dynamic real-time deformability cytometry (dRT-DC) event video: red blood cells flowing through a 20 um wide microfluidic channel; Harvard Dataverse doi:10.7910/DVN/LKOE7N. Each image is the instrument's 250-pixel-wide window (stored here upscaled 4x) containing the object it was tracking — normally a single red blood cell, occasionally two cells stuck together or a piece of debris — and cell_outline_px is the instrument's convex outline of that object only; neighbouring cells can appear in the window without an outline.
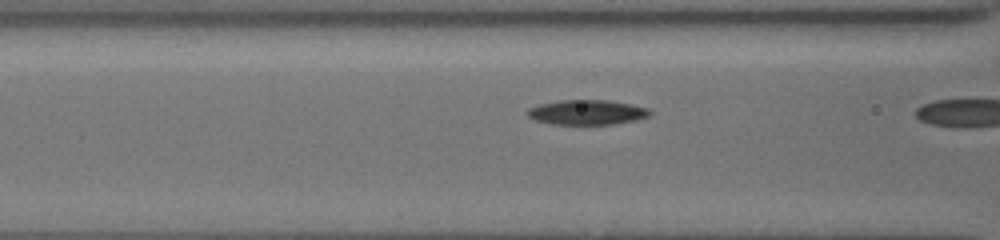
{"species": "common noctule bat (a hibernating species)", "species_latin": "Nyctalus noctula", "temperature_condition": "cold", "stored_images_in_passage": 18, "camera_frame_rate_fps": 3000, "um_per_image_px": 0.085, "animal": {"sex": "female", "body_mass_g": 19.5, "forearm_length_mm": 54.1}, "frame": {"image": 1, "passage_image": 17, "time_ms": 5.333, "image_size_px": [1000, 240], "cell_outline_px": [[652, 112], [648, 116], [632, 120], [612, 124], [552, 124], [536, 120], [528, 116], [528, 108], [540, 104], [560, 100], [604, 100], [628, 104], [648, 108]], "centroid_in_image_um": [49.86, 9.54], "position_along_channel_um": 116.7, "area_um2": 17.34}}